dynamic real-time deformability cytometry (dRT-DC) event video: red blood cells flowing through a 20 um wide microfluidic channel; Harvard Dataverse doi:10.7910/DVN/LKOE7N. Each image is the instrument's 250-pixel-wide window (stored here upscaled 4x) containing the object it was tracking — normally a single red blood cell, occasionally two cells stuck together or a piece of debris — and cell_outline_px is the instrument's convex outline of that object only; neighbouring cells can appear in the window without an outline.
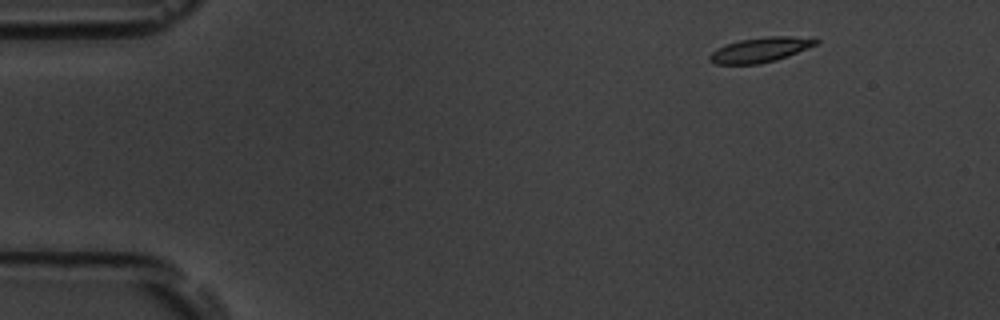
{"species": "common noctule bat (a hibernating species)", "species_latin": "Nyctalus noctula", "temperature_condition": "room temperature", "stored_images_in_passage": 49, "camera_frame_rate_fps": 3000, "um_per_image_px": 0.085, "animal": {"sex": "male", "body_mass_g": 19.5, "forearm_length_mm": 54.6}, "frame": {"image": 1, "passage_image": 1, "time_ms": 0.0, "image_size_px": [1000, 320], "cell_outline_px": [[820, 44], [788, 56], [776, 60], [760, 64], [716, 64], [708, 60], [708, 56], [716, 48], [740, 40], [764, 36], [816, 36], [820, 40]], "centroid_in_image_um": [64.73, 4.21], "position_along_channel_um": 20.3, "area_um2": 15.84}}
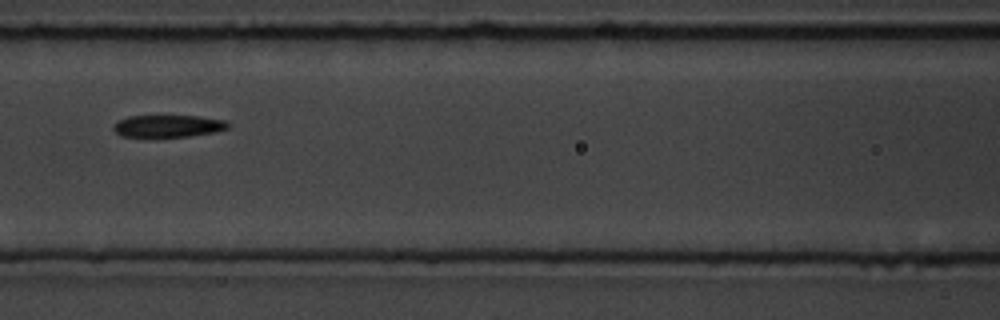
{"frame": {"image": 2, "passage_image": 19, "time_ms": 6.0, "image_size_px": [1000, 320], "cell_outline_px": [[228, 128], [216, 132], [188, 136], [120, 136], [112, 128], [112, 124], [116, 120], [128, 116], [200, 116], [224, 120], [228, 124]], "centroid_in_image_um": [14.24, 10.7], "position_along_channel_um": 152.4, "area_um2": 14.74}}
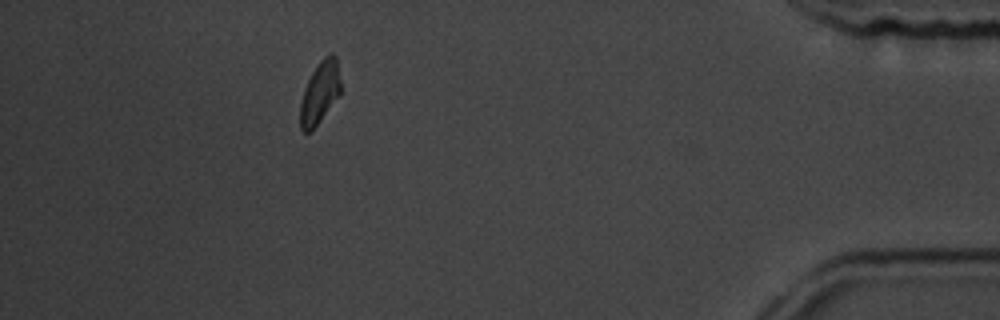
{"frame": {"image": 3, "passage_image": 44, "time_ms": 14.333, "image_size_px": [1000, 320], "cell_outline_px": [[340, 92], [320, 120], [308, 132], [304, 132], [300, 128], [300, 104], [304, 88], [312, 72], [320, 60], [324, 56], [332, 52], [336, 56], [340, 80]], "centroid_in_image_um": [27.17, 7.82], "position_along_channel_um": 408.0, "area_um2": 14.28}, "authors_computed_cell_mechanics": {"area_um2": 15.6638, "velocity_mm_per_s": 3.7144, "shape_relaxation_time_tau1_ms": 3.8459, "shape_relaxation_time_tau2_ms": 6.0653, "deformation_change_tau1": 0.1519, "deformation_change_tau2": 0.1291}}